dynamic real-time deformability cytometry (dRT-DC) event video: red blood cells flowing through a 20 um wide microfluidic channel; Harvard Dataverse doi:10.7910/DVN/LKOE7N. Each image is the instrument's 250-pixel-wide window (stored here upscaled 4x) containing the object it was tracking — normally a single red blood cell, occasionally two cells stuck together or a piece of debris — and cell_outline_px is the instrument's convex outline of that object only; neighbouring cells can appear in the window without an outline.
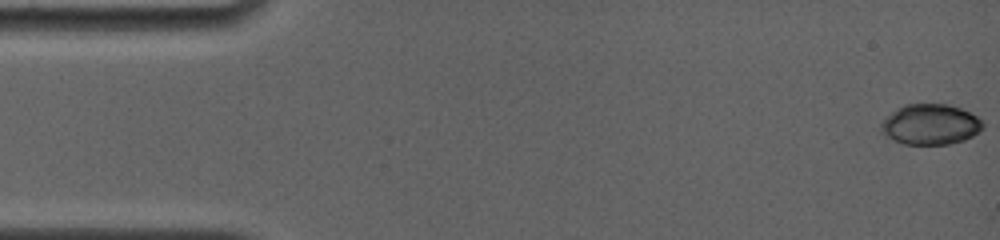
{"species": "common noctule bat (a hibernating species)", "species_latin": "Nyctalus noctula", "temperature_condition": "room temperature", "stored_images_in_passage": 50, "camera_frame_rate_fps": 4000, "um_per_image_px": 0.085, "animal": {"sex": "female", "body_mass_g": 19.0, "forearm_length_mm": 56.7}, "frame": {"image": 1, "passage_image": 1, "time_ms": 0.0, "image_size_px": [1000, 240], "cell_outline_px": [[984, 128], [972, 136], [964, 140], [948, 144], [904, 144], [892, 140], [880, 132], [880, 124], [896, 108], [904, 104], [948, 104], [960, 108], [976, 116], [984, 124]], "centroid_in_image_um": [79.06, 10.58], "position_along_channel_um": 5.9, "area_um2": 24.04}}
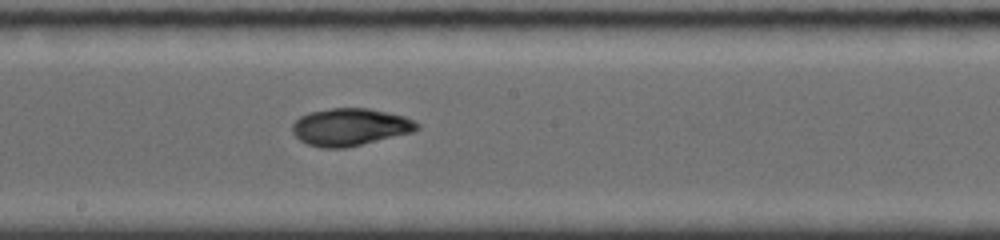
{"frame": {"image": 2, "passage_image": 27, "time_ms": 9.0, "image_size_px": [1000, 240], "cell_outline_px": [[420, 128], [412, 132], [344, 148], [320, 148], [308, 144], [300, 140], [292, 132], [292, 124], [300, 116], [308, 112], [332, 108], [368, 108], [388, 112], [404, 116], [420, 124]], "centroid_in_image_um": [29.74, 10.79], "position_along_channel_um": 218.5, "area_um2": 27.05}}
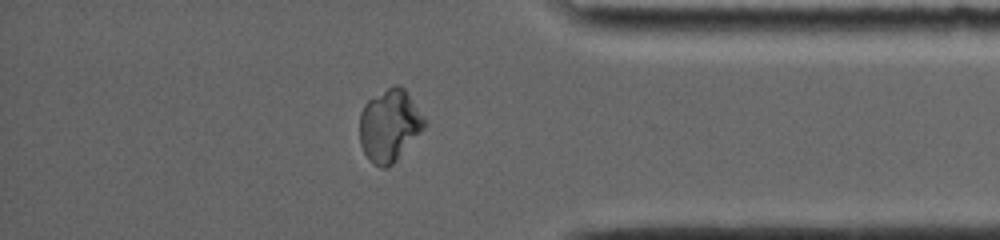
{"frame": {"image": 3, "passage_image": 47, "time_ms": 14.0, "image_size_px": [1000, 240], "cell_outline_px": [[428, 120], [424, 128], [396, 160], [392, 164], [384, 168], [380, 168], [372, 164], [368, 160], [360, 144], [360, 112], [364, 104], [368, 100], [392, 84], [400, 84], [404, 88]], "centroid_in_image_um": [33.11, 10.64], "position_along_channel_um": 402.1, "area_um2": 27.51}, "authors_computed_cell_mechanics": {"area_um2": 26.9348, "velocity_mm_per_s": 3.8149, "shape_relaxation_time_tau1_ms": 8.9759, "shape_relaxation_time_tau2_ms": 1.4035, "deformation_change_tau1": 0.2412, "deformation_change_tau2": 0.0358}}